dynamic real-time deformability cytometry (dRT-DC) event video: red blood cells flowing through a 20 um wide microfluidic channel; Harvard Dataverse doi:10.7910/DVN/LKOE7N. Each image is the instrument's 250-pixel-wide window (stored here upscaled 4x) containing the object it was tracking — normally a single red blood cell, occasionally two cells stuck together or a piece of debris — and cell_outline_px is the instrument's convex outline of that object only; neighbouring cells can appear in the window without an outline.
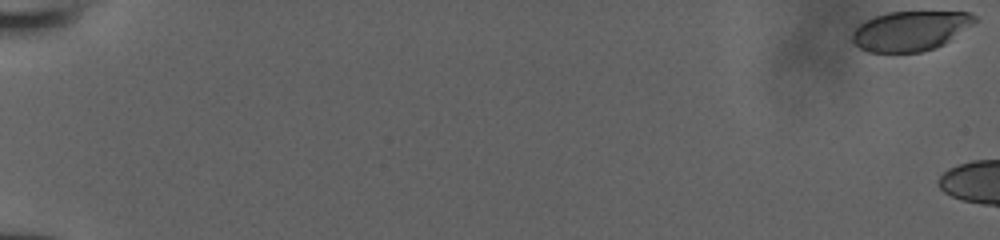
{"species": "human", "species_latin": "Homo sapiens", "temperature_condition": "room temperature", "stored_images_in_passage": 3, "camera_frame_rate_fps": 3000, "um_per_image_px": 0.085, "donor": {"sex": "male"}, "frame": {"image": 1, "passage_image": 1, "time_ms": 0.0, "image_size_px": [1000, 240], "cell_outline_px": [[976, 20], [972, 24], [944, 44], [936, 48], [920, 52], [868, 52], [860, 48], [852, 40], [852, 32], [860, 24], [876, 16], [888, 12], [968, 12], [976, 16]], "centroid_in_image_um": [77.37, 2.63], "position_along_channel_um": 7.6, "area_um2": 28.03}}